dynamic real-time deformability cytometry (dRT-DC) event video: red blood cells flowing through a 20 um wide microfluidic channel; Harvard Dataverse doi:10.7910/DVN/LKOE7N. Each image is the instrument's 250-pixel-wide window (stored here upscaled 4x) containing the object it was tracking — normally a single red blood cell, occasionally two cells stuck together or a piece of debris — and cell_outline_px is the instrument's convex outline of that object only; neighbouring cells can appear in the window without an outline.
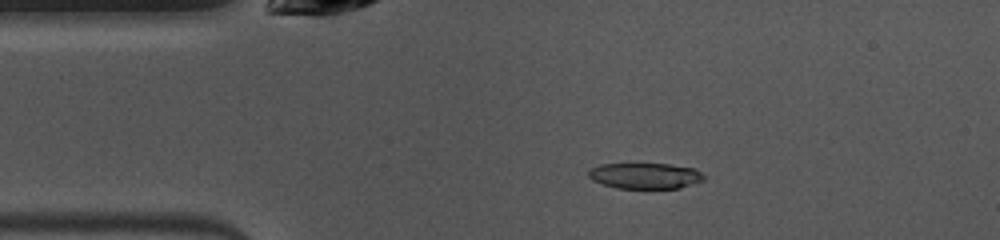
{"species": "common noctule bat (a hibernating species)", "species_latin": "Nyctalus noctula", "temperature_condition": "warm", "stored_images_in_passage": 48, "camera_frame_rate_fps": 3000, "um_per_image_px": 0.085, "animal": {"sex": "female", "body_mass_g": 10.0, "forearm_length_mm": 53.1}, "frame": {"image": 1, "passage_image": 8, "time_ms": 2.333, "image_size_px": [1000, 240], "cell_outline_px": [[704, 180], [680, 188], [616, 188], [592, 180], [588, 176], [588, 172], [592, 168], [600, 164], [668, 164], [696, 168], [704, 176]], "centroid_in_image_um": [54.85, 14.94], "position_along_channel_um": 30.2, "area_um2": 17.28}}
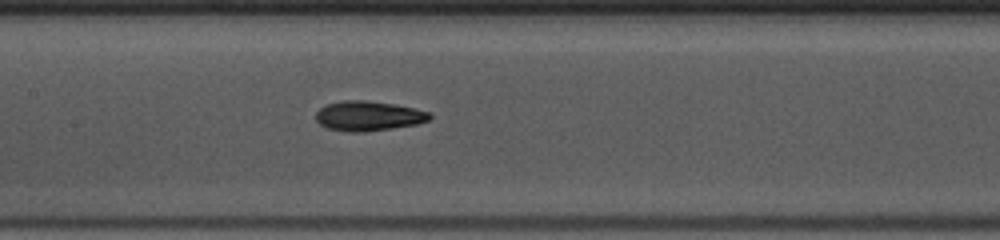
{"frame": {"image": 2, "passage_image": 21, "time_ms": 6.667, "image_size_px": [1000, 240], "cell_outline_px": [[432, 116], [428, 120], [416, 124], [392, 128], [364, 132], [348, 132], [328, 128], [320, 124], [316, 120], [316, 112], [320, 108], [328, 104], [344, 100], [364, 100], [392, 104], [412, 108], [428, 112]], "centroid_in_image_um": [31.28, 9.86], "position_along_channel_um": 176.1, "area_um2": 19.48}}
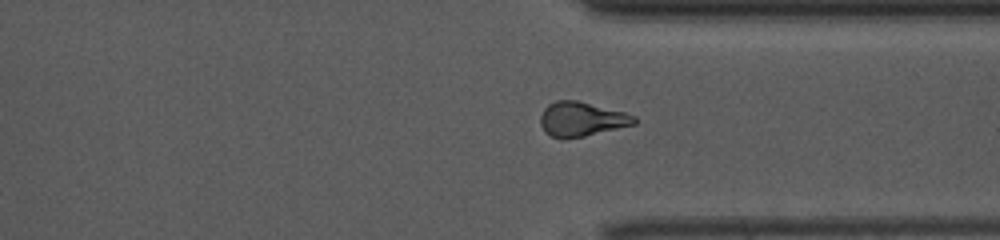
{"frame": {"image": 3, "passage_image": 35, "time_ms": 11.333, "image_size_px": [1000, 240], "cell_outline_px": [[636, 124], [584, 136], [564, 140], [552, 136], [544, 132], [540, 124], [540, 116], [544, 108], [548, 104], [556, 100], [576, 100], [624, 112], [636, 116]], "centroid_in_image_um": [49.4, 10.13], "position_along_channel_um": 362.0, "area_um2": 18.9}, "authors_computed_cell_mechanics": {"area_um2": 19.0162, "velocity_mm_per_s": 3.999, "shape_relaxation_time_tau1_ms": 5.8889, "shape_relaxation_time_tau2_ms": 4.8971, "deformation_change_tau1": 0.1662, "deformation_change_tau2": 0.1118}}